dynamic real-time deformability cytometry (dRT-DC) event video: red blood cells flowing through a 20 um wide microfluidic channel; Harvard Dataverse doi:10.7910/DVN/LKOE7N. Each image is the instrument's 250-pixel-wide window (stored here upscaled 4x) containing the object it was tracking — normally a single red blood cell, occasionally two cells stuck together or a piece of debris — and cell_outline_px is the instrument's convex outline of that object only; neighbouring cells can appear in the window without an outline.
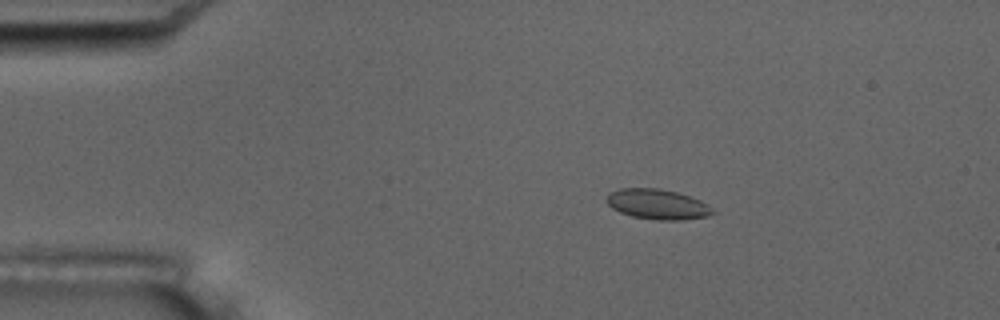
{"species": "common noctule bat (a hibernating species)", "species_latin": "Nyctalus noctula", "temperature_condition": "room temperature", "stored_images_in_passage": 6, "camera_frame_rate_fps": 3000, "um_per_image_px": 0.085, "animal": {"sex": "male", "body_mass_g": 17.5, "forearm_length_mm": 52.3}, "frame": {"image": 1, "passage_image": 4, "time_ms": 3.333, "image_size_px": [1000, 320], "cell_outline_px": [[716, 212], [708, 216], [680, 220], [656, 220], [632, 216], [620, 212], [612, 208], [604, 200], [608, 192], [620, 188], [660, 188], [676, 192], [700, 200], [708, 204]], "centroid_in_image_um": [55.85, 17.35], "position_along_channel_um": 29.1, "area_um2": 18.79}}